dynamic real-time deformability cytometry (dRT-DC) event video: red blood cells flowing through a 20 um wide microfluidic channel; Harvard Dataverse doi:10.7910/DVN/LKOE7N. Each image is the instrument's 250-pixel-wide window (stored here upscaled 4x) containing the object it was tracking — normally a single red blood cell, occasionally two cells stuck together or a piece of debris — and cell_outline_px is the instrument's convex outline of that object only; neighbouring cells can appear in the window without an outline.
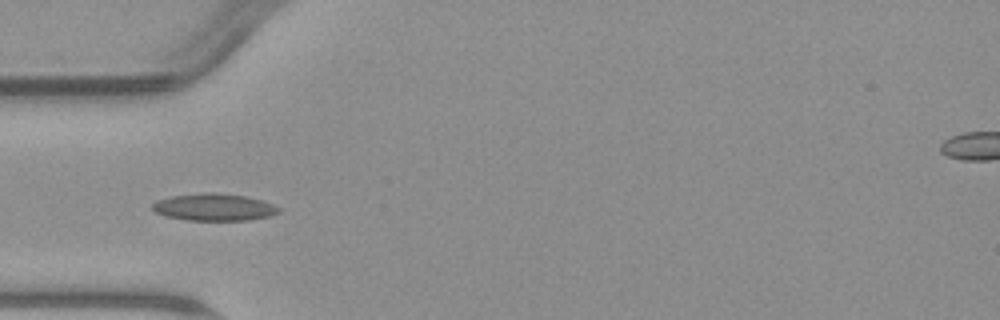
{"species": "common noctule bat (a hibernating species)", "species_latin": "Nyctalus noctula", "temperature_condition": "warm", "stored_images_in_passage": 5, "camera_frame_rate_fps": 3000, "um_per_image_px": 0.085, "animal": {"sex": "male", "body_mass_g": 23.1, "forearm_length_mm": 52.7}, "frame": {"image": 1, "passage_image": 2, "time_ms": 1.0, "image_size_px": [1000, 320], "cell_outline_px": [[280, 212], [268, 216], [248, 220], [188, 220], [168, 216], [156, 212], [152, 208], [152, 204], [156, 200], [172, 196], [204, 192], [216, 192], [248, 196], [272, 204], [280, 208]], "centroid_in_image_um": [18.2, 17.59], "position_along_channel_um": 66.8, "area_um2": 19.88}}